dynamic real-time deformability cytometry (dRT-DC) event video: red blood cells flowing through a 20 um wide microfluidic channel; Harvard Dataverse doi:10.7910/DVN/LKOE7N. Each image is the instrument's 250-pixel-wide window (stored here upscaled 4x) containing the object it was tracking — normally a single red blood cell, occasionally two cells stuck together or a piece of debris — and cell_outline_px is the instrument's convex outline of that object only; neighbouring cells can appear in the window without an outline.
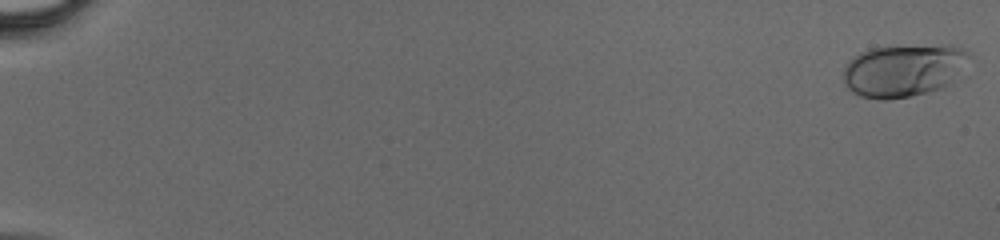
{"species": "human", "species_latin": "Homo sapiens", "temperature_condition": "cold", "stored_images_in_passage": 47, "camera_frame_rate_fps": 3000, "um_per_image_px": 0.085, "donor": {"sex": "male"}, "frame": {"image": 1, "passage_image": 1, "time_ms": 0.0, "image_size_px": [1000, 240], "cell_outline_px": [[968, 56], [948, 84], [940, 88], [908, 96], [884, 100], [880, 100], [860, 96], [852, 92], [844, 84], [844, 68], [848, 60], [852, 56], [868, 48], [944, 44], [960, 48]], "centroid_in_image_um": [76.67, 5.97], "position_along_channel_um": 8.3, "area_um2": 37.8}}
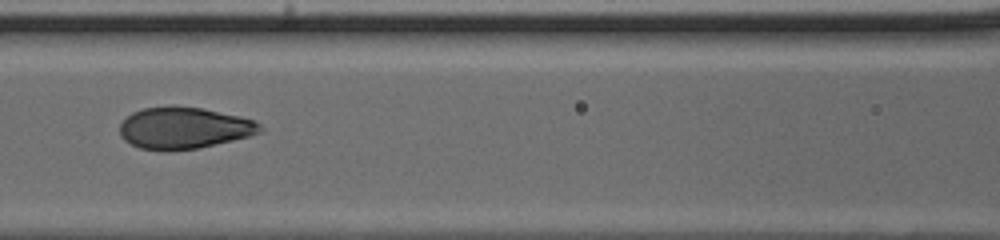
{"frame": {"image": 2, "passage_image": 24, "time_ms": 7.667, "image_size_px": [1000, 240], "cell_outline_px": [[264, 128], [260, 132], [248, 136], [200, 148], [168, 152], [164, 152], [140, 148], [124, 140], [120, 136], [120, 124], [132, 112], [144, 108], [200, 108], [240, 116], [256, 120]], "centroid_in_image_um": [15.64, 10.92], "position_along_channel_um": 151.0, "area_um2": 33.7}}
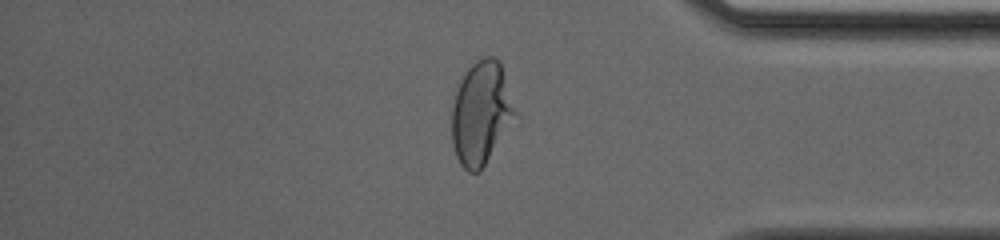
{"frame": {"image": 3, "passage_image": 41, "time_ms": 13.333, "image_size_px": [1000, 240], "cell_outline_px": [[516, 112], [480, 172], [468, 172], [460, 164], [456, 156], [452, 144], [452, 108], [456, 92], [460, 80], [468, 68], [476, 60], [484, 56], [492, 56], [500, 64]], "centroid_in_image_um": [40.83, 9.61], "position_along_channel_um": 394.4, "area_um2": 36.93}}